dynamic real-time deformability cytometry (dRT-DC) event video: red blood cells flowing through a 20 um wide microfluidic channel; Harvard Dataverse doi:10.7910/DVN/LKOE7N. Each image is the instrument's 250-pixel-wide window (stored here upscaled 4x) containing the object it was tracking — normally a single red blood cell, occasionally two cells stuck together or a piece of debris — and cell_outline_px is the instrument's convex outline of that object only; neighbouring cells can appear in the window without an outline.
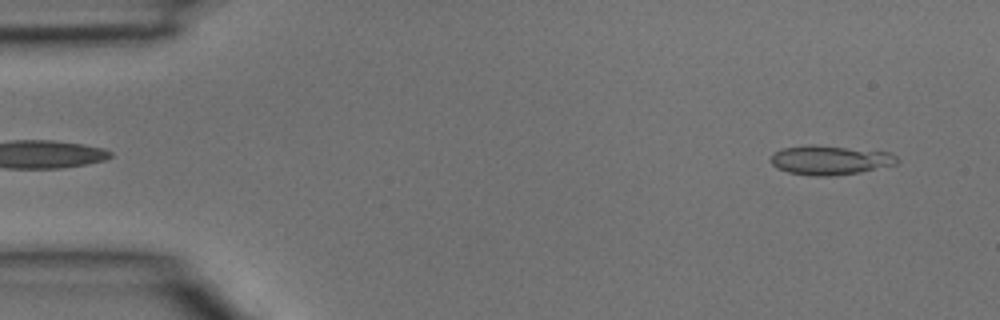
{"species": "common noctule bat (a hibernating species)", "species_latin": "Nyctalus noctula", "temperature_condition": "room temperature", "stored_images_in_passage": 8, "camera_frame_rate_fps": 3000, "um_per_image_px": 0.085, "animal": {"sex": "male", "body_mass_g": 15.6}, "frame": {"image": 1, "passage_image": 2, "time_ms": 0.333, "image_size_px": [1000, 320], "cell_outline_px": [[900, 160], [896, 164], [860, 172], [828, 176], [816, 176], [788, 172], [776, 168], [772, 164], [772, 156], [780, 148], [812, 144], [888, 152], [896, 156]], "centroid_in_image_um": [70.54, 13.6], "position_along_channel_um": 14.5, "area_um2": 21.33}}